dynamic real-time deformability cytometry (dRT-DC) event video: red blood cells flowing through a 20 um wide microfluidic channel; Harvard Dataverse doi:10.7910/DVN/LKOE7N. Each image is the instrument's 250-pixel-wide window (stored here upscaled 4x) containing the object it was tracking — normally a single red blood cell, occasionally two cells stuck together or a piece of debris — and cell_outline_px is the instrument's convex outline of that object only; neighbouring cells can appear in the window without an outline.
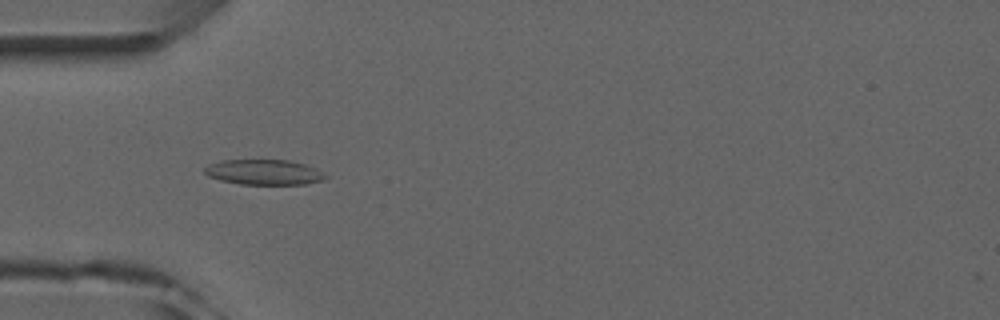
{"species": "common noctule bat (a hibernating species)", "species_latin": "Nyctalus noctula", "temperature_condition": "room temperature", "stored_images_in_passage": 7, "camera_frame_rate_fps": 3000, "um_per_image_px": 0.085, "animal": {"sex": "male", "forearm_length_mm": 52.5}, "frame": {"image": 1, "passage_image": 4, "time_ms": 3.667, "image_size_px": [1000, 320], "cell_outline_px": [[328, 176], [324, 180], [304, 184], [240, 184], [220, 180], [208, 176], [204, 172], [204, 168], [220, 160], [288, 160], [304, 164], [316, 168]], "centroid_in_image_um": [22.45, 14.63], "position_along_channel_um": 62.5, "area_um2": 17.69}}
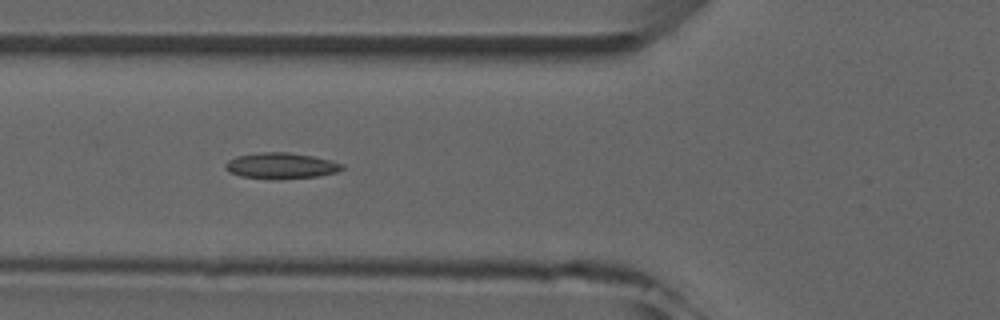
{"frame": {"image": 2, "passage_image": 5, "time_ms": 4.667, "image_size_px": [1000, 320], "cell_outline_px": [[344, 168], [336, 172], [316, 176], [280, 180], [276, 180], [240, 176], [228, 172], [224, 168], [224, 164], [228, 160], [236, 156], [260, 152], [288, 152], [312, 156], [332, 160], [344, 164]], "centroid_in_image_um": [23.86, 14.09], "position_along_channel_um": 101.9, "area_um2": 17.92}}
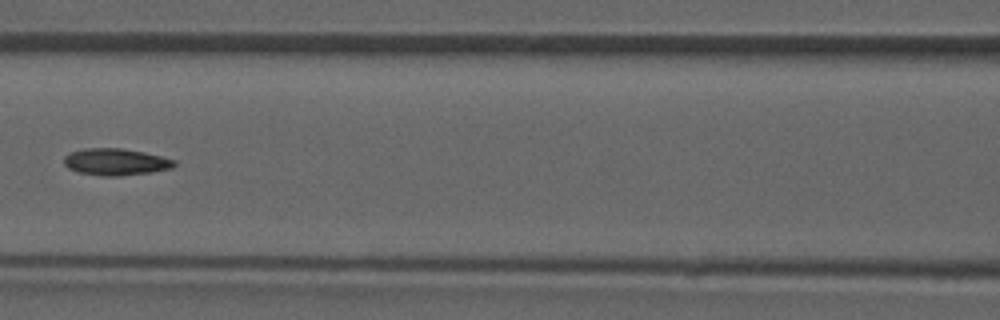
{"frame": {"image": 3, "passage_image": 6, "time_ms": 6.0, "image_size_px": [1000, 320], "cell_outline_px": [[176, 164], [172, 168], [152, 172], [120, 176], [100, 176], [76, 172], [68, 168], [64, 164], [64, 156], [68, 152], [84, 148], [120, 148], [144, 152], [176, 160]], "centroid_in_image_um": [9.8, 13.76], "position_along_channel_um": 156.8, "area_um2": 17.46}}